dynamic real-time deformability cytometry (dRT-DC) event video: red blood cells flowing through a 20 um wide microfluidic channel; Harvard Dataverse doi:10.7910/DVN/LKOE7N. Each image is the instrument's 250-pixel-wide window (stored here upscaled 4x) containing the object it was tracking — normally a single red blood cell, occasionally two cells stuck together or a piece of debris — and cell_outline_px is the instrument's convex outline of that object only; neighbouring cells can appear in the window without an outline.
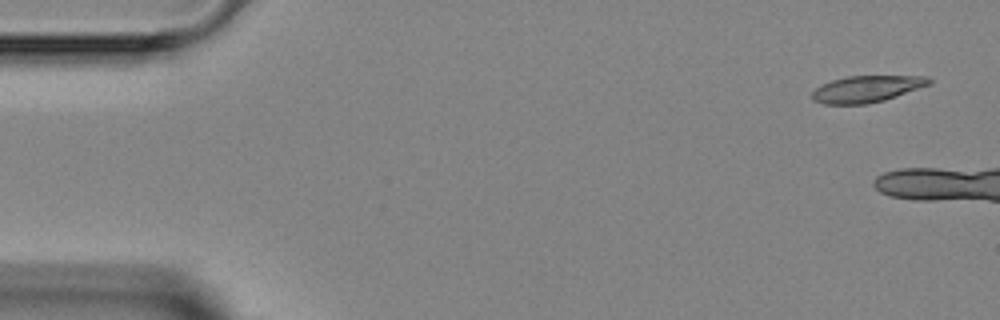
{"species": "Egyptian fruit bat (a non-hibernating species)", "species_latin": "Rousettus aegyptiacus", "temperature_condition": "room temperature", "stored_images_in_passage": 8, "camera_frame_rate_fps": 3000, "um_per_image_px": 0.085, "animal": {"sex": "female"}, "frame": {"image": 1, "passage_image": 1, "time_ms": 0.0, "image_size_px": [1000, 320], "cell_outline_px": [[932, 84], [884, 100], [868, 104], [824, 104], [812, 100], [812, 92], [816, 88], [832, 80], [848, 76], [928, 76], [932, 80]], "centroid_in_image_um": [73.7, 7.56], "position_along_channel_um": 11.3, "area_um2": 18.09}}
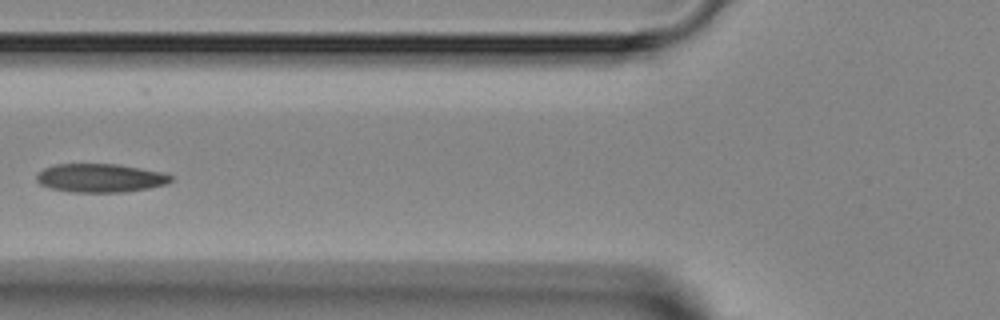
{"frame": {"image": 2, "passage_image": 7, "time_ms": 8.0, "image_size_px": [1000, 320], "cell_outline_px": [[172, 180], [168, 184], [148, 188], [124, 192], [72, 192], [48, 188], [40, 184], [36, 180], [36, 176], [44, 168], [56, 164], [116, 164], [164, 172], [172, 176]], "centroid_in_image_um": [8.53, 15.13], "position_along_channel_um": 117.3, "area_um2": 22.43}}
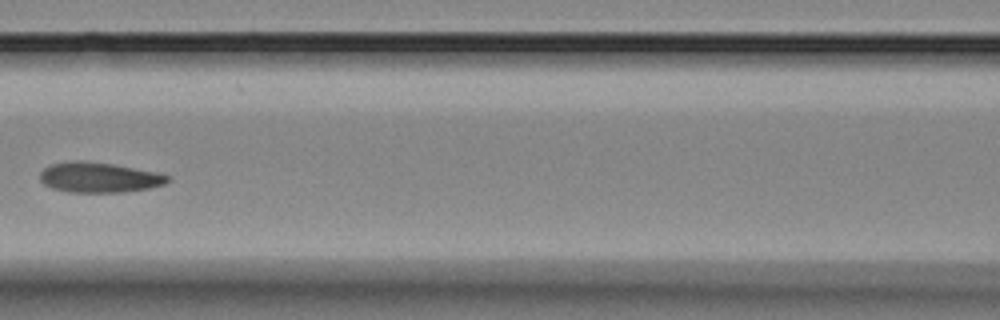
{"frame": {"image": 3, "passage_image": 8, "time_ms": 9.0, "image_size_px": [1000, 320], "cell_outline_px": [[172, 180], [164, 184], [148, 188], [124, 192], [68, 192], [52, 188], [44, 184], [40, 180], [40, 172], [44, 168], [52, 164], [68, 160], [84, 160], [112, 164], [156, 172], [168, 176]], "centroid_in_image_um": [8.39, 15.07], "position_along_channel_um": 158.2, "area_um2": 22.48}}